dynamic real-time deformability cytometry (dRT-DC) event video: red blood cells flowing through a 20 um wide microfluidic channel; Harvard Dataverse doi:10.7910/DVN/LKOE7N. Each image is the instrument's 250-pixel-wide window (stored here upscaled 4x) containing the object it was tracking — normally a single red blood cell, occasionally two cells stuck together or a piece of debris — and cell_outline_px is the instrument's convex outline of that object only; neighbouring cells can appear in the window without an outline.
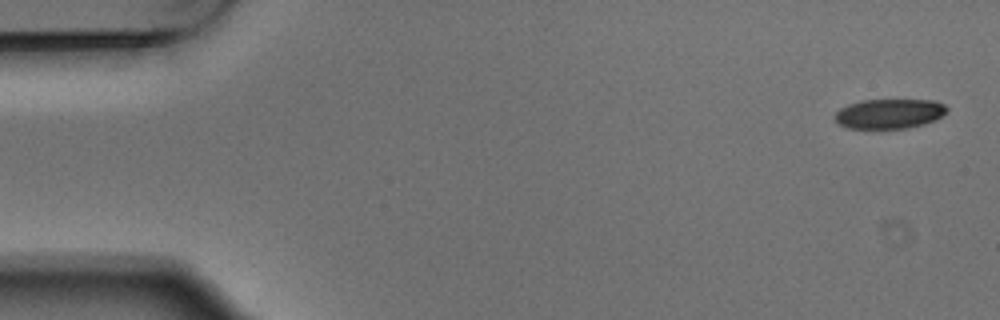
{"species": "Egyptian fruit bat (a non-hibernating species)", "species_latin": "Rousettus aegyptiacus", "temperature_condition": "warm", "stored_images_in_passage": 4, "camera_frame_rate_fps": 3000, "um_per_image_px": 0.085, "animal": {"sex": "male"}, "frame": {"image": 1, "passage_image": 1, "time_ms": 0.0, "image_size_px": [1000, 320], "cell_outline_px": [[948, 112], [924, 124], [904, 128], [848, 128], [836, 124], [836, 112], [840, 108], [848, 104], [860, 100], [932, 100], [944, 104], [948, 108]], "centroid_in_image_um": [75.57, 9.66], "position_along_channel_um": 9.4, "area_um2": 19.31}}
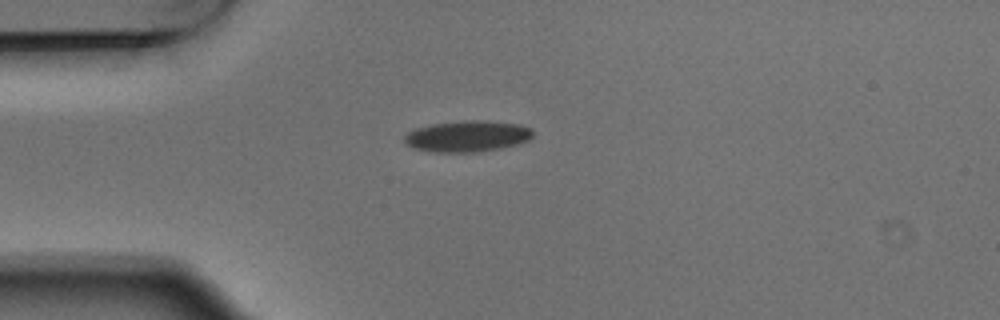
{"frame": {"image": 2, "passage_image": 4, "time_ms": 1.0, "image_size_px": [1000, 320], "cell_outline_px": [[532, 136], [528, 140], [516, 144], [500, 148], [476, 152], [428, 152], [416, 148], [408, 144], [404, 140], [404, 136], [408, 132], [416, 128], [432, 124], [464, 120], [484, 120], [520, 124], [532, 128]], "centroid_in_image_um": [39.73, 11.57], "position_along_channel_um": 45.3, "area_um2": 23.29}}